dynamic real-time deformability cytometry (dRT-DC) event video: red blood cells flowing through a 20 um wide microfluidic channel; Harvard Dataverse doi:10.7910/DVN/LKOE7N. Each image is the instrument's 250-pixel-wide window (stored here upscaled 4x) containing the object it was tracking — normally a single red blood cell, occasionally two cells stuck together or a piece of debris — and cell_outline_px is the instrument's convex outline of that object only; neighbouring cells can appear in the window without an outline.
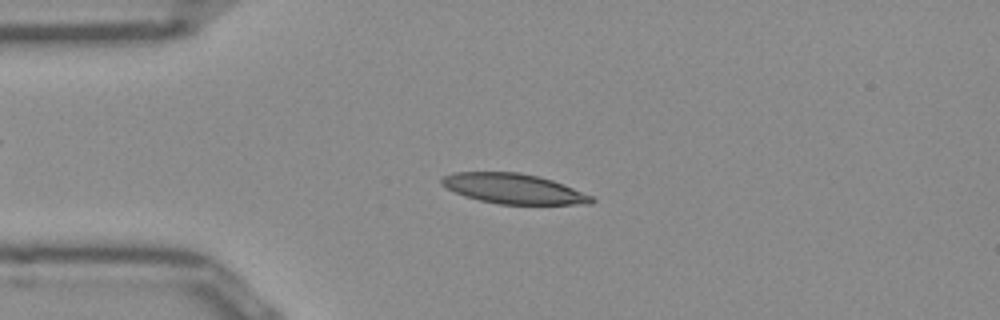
{"species": "Egyptian fruit bat (a non-hibernating species)", "species_latin": "Rousettus aegyptiacus", "temperature_condition": "room temperature", "stored_images_in_passage": 41, "camera_frame_rate_fps": 3000, "um_per_image_px": 0.085, "frame": {"image": 1, "passage_image": 2, "time_ms": 0.333, "image_size_px": [1000, 320], "cell_outline_px": [[596, 200], [592, 204], [500, 204], [480, 200], [464, 196], [440, 184], [440, 180], [444, 176], [452, 172], [520, 172], [552, 180], [592, 196]], "centroid_in_image_um": [43.64, 16.04], "position_along_channel_um": 41.4, "area_um2": 26.01}}
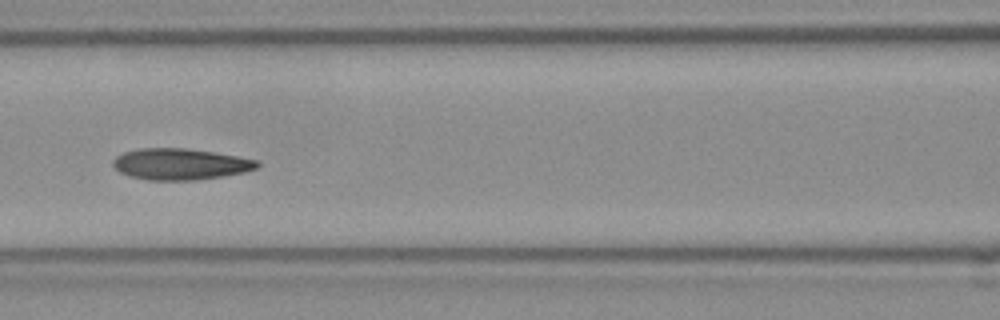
{"frame": {"image": 2, "passage_image": 12, "time_ms": 3.667, "image_size_px": [1000, 320], "cell_outline_px": [[260, 164], [256, 168], [244, 172], [224, 176], [196, 180], [148, 180], [128, 176], [120, 172], [112, 164], [112, 160], [116, 156], [124, 152], [140, 148], [188, 148], [236, 156], [256, 160]], "centroid_in_image_um": [15.29, 13.95], "position_along_channel_um": 151.3, "area_um2": 26.24}}
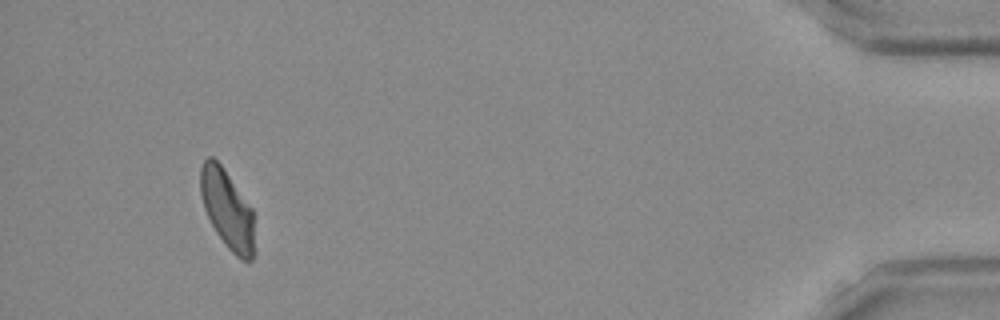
{"frame": {"image": 3, "passage_image": 38, "time_ms": 12.333, "image_size_px": [1000, 320], "cell_outline_px": [[256, 252], [252, 260], [248, 264], [240, 260], [228, 248], [216, 232], [204, 208], [200, 192], [200, 168], [204, 160], [208, 156], [212, 156], [220, 164], [252, 208]], "centroid_in_image_um": [19.35, 17.86], "position_along_channel_um": 415.9, "area_um2": 25.09}, "authors_computed_cell_mechanics": {"area_um2": 25.9522, "velocity_mm_per_s": 3.9169, "shape_relaxation_time_tau1_ms": 8.7901, "shape_relaxation_time_tau2_ms": 2.9409, "deformation_change_tau1": 0.2226, "deformation_change_tau2": 0.101}}